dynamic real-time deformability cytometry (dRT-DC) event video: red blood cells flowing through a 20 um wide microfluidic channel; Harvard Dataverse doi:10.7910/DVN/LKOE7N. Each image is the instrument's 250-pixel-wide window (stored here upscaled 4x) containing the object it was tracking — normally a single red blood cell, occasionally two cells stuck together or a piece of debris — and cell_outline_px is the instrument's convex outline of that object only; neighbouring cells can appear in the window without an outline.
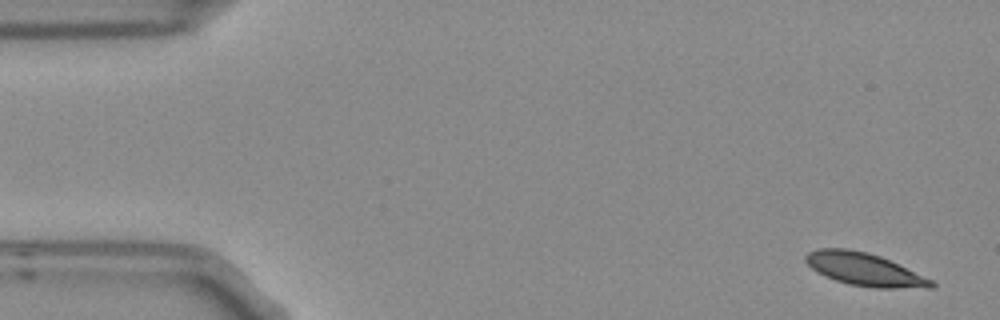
{"species": "Egyptian fruit bat (a non-hibernating species)", "species_latin": "Rousettus aegyptiacus", "temperature_condition": "room temperature", "stored_images_in_passage": 9, "camera_frame_rate_fps": 3000, "um_per_image_px": 0.085, "frame": {"image": 1, "passage_image": 1, "time_ms": 0.0, "image_size_px": [1000, 320], "cell_outline_px": [[936, 284], [932, 288], [876, 288], [848, 284], [836, 280], [812, 268], [804, 260], [804, 256], [808, 252], [820, 248], [848, 248], [868, 252], [880, 256], [932, 280]], "centroid_in_image_um": [73.47, 22.89], "position_along_channel_um": 11.5, "area_um2": 23.7}}
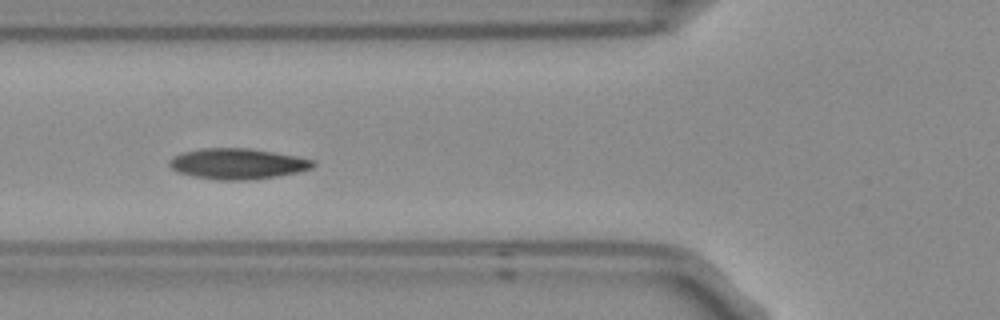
{"frame": {"image": 2, "passage_image": 6, "time_ms": 1.667, "image_size_px": [1000, 320], "cell_outline_px": [[316, 164], [312, 168], [296, 172], [276, 176], [248, 180], [216, 180], [192, 176], [180, 172], [172, 168], [168, 164], [168, 160], [172, 156], [184, 152], [200, 148], [248, 148], [296, 156], [316, 160]], "centroid_in_image_um": [20.18, 13.91], "position_along_channel_um": 105.6, "area_um2": 25.66}}
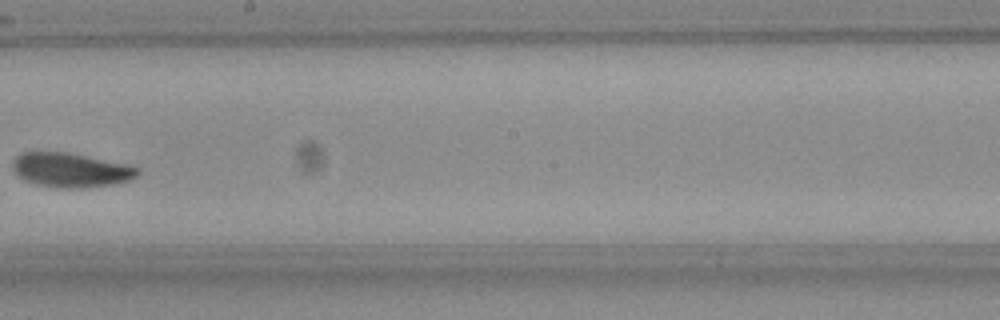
{"frame": {"image": 3, "passage_image": 9, "time_ms": 2.667, "image_size_px": [1000, 320], "cell_outline_px": [[140, 172], [136, 176], [128, 180], [112, 184], [84, 188], [60, 188], [36, 184], [24, 180], [12, 168], [12, 160], [16, 156], [24, 152], [64, 152], [128, 164], [140, 168]], "centroid_in_image_um": [6.01, 14.45], "position_along_channel_um": 242.2, "area_um2": 24.85}}